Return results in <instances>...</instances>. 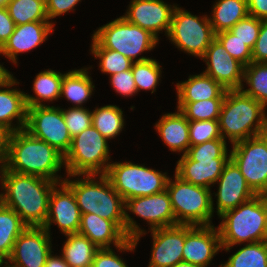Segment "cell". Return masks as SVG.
<instances>
[{
    "label": "cell",
    "instance_id": "4316f807",
    "mask_svg": "<svg viewBox=\"0 0 267 267\" xmlns=\"http://www.w3.org/2000/svg\"><path fill=\"white\" fill-rule=\"evenodd\" d=\"M92 67L75 69L64 73L61 84L60 97L66 98L73 103V107L82 105L91 98L95 90L92 77L87 70Z\"/></svg>",
    "mask_w": 267,
    "mask_h": 267
},
{
    "label": "cell",
    "instance_id": "52a82bcc",
    "mask_svg": "<svg viewBox=\"0 0 267 267\" xmlns=\"http://www.w3.org/2000/svg\"><path fill=\"white\" fill-rule=\"evenodd\" d=\"M108 145V139L93 126L73 137L64 156L66 174H106L111 163Z\"/></svg>",
    "mask_w": 267,
    "mask_h": 267
},
{
    "label": "cell",
    "instance_id": "11a10c76",
    "mask_svg": "<svg viewBox=\"0 0 267 267\" xmlns=\"http://www.w3.org/2000/svg\"><path fill=\"white\" fill-rule=\"evenodd\" d=\"M0 267H17V266H15V265L11 264L9 261L5 260V261H0Z\"/></svg>",
    "mask_w": 267,
    "mask_h": 267
},
{
    "label": "cell",
    "instance_id": "f35d334b",
    "mask_svg": "<svg viewBox=\"0 0 267 267\" xmlns=\"http://www.w3.org/2000/svg\"><path fill=\"white\" fill-rule=\"evenodd\" d=\"M214 139H223L220 134L218 120L189 121L190 146Z\"/></svg>",
    "mask_w": 267,
    "mask_h": 267
},
{
    "label": "cell",
    "instance_id": "bcb514c9",
    "mask_svg": "<svg viewBox=\"0 0 267 267\" xmlns=\"http://www.w3.org/2000/svg\"><path fill=\"white\" fill-rule=\"evenodd\" d=\"M79 2H81V0H45L46 13L49 22L55 25V23L52 22V19L64 15L70 11H75V6Z\"/></svg>",
    "mask_w": 267,
    "mask_h": 267
},
{
    "label": "cell",
    "instance_id": "74e56055",
    "mask_svg": "<svg viewBox=\"0 0 267 267\" xmlns=\"http://www.w3.org/2000/svg\"><path fill=\"white\" fill-rule=\"evenodd\" d=\"M223 99L212 98L197 102H177V109L189 121L218 120Z\"/></svg>",
    "mask_w": 267,
    "mask_h": 267
},
{
    "label": "cell",
    "instance_id": "836d02e7",
    "mask_svg": "<svg viewBox=\"0 0 267 267\" xmlns=\"http://www.w3.org/2000/svg\"><path fill=\"white\" fill-rule=\"evenodd\" d=\"M243 82L249 87L244 89V84L240 90L267 107V63L251 62L244 67Z\"/></svg>",
    "mask_w": 267,
    "mask_h": 267
},
{
    "label": "cell",
    "instance_id": "9c48e42d",
    "mask_svg": "<svg viewBox=\"0 0 267 267\" xmlns=\"http://www.w3.org/2000/svg\"><path fill=\"white\" fill-rule=\"evenodd\" d=\"M105 175L124 201L164 191L169 178L167 172L130 161L110 163Z\"/></svg>",
    "mask_w": 267,
    "mask_h": 267
},
{
    "label": "cell",
    "instance_id": "83f0119b",
    "mask_svg": "<svg viewBox=\"0 0 267 267\" xmlns=\"http://www.w3.org/2000/svg\"><path fill=\"white\" fill-rule=\"evenodd\" d=\"M63 75V73L50 68L39 72L34 79L32 87L35 96L25 93L26 106H46L45 101H51L52 103V101L59 100Z\"/></svg>",
    "mask_w": 267,
    "mask_h": 267
},
{
    "label": "cell",
    "instance_id": "e575fe53",
    "mask_svg": "<svg viewBox=\"0 0 267 267\" xmlns=\"http://www.w3.org/2000/svg\"><path fill=\"white\" fill-rule=\"evenodd\" d=\"M219 267H267V242L245 244Z\"/></svg>",
    "mask_w": 267,
    "mask_h": 267
},
{
    "label": "cell",
    "instance_id": "cb8c5ba5",
    "mask_svg": "<svg viewBox=\"0 0 267 267\" xmlns=\"http://www.w3.org/2000/svg\"><path fill=\"white\" fill-rule=\"evenodd\" d=\"M229 159H191L185 154L176 162L175 175L185 182L211 189Z\"/></svg>",
    "mask_w": 267,
    "mask_h": 267
},
{
    "label": "cell",
    "instance_id": "e0dca14e",
    "mask_svg": "<svg viewBox=\"0 0 267 267\" xmlns=\"http://www.w3.org/2000/svg\"><path fill=\"white\" fill-rule=\"evenodd\" d=\"M216 183L218 189L216 194L215 192L212 193V210L215 212L216 209L218 216L238 207L256 195L247 185L240 169L231 159L224 165L222 174ZM213 194L217 197L216 208H214Z\"/></svg>",
    "mask_w": 267,
    "mask_h": 267
},
{
    "label": "cell",
    "instance_id": "9a60e30c",
    "mask_svg": "<svg viewBox=\"0 0 267 267\" xmlns=\"http://www.w3.org/2000/svg\"><path fill=\"white\" fill-rule=\"evenodd\" d=\"M207 68L203 71L226 90H240L244 66L234 59L215 37L201 57Z\"/></svg>",
    "mask_w": 267,
    "mask_h": 267
},
{
    "label": "cell",
    "instance_id": "b9f144b4",
    "mask_svg": "<svg viewBox=\"0 0 267 267\" xmlns=\"http://www.w3.org/2000/svg\"><path fill=\"white\" fill-rule=\"evenodd\" d=\"M63 116L71 138L92 126V112L86 107L63 109Z\"/></svg>",
    "mask_w": 267,
    "mask_h": 267
},
{
    "label": "cell",
    "instance_id": "d6a6232c",
    "mask_svg": "<svg viewBox=\"0 0 267 267\" xmlns=\"http://www.w3.org/2000/svg\"><path fill=\"white\" fill-rule=\"evenodd\" d=\"M6 8L16 26L30 22H49L45 0H11Z\"/></svg>",
    "mask_w": 267,
    "mask_h": 267
},
{
    "label": "cell",
    "instance_id": "d6986e66",
    "mask_svg": "<svg viewBox=\"0 0 267 267\" xmlns=\"http://www.w3.org/2000/svg\"><path fill=\"white\" fill-rule=\"evenodd\" d=\"M176 6L169 5L163 0H131L128 10L122 16L128 22L150 31L159 39L160 31L168 35Z\"/></svg>",
    "mask_w": 267,
    "mask_h": 267
},
{
    "label": "cell",
    "instance_id": "d4e9b609",
    "mask_svg": "<svg viewBox=\"0 0 267 267\" xmlns=\"http://www.w3.org/2000/svg\"><path fill=\"white\" fill-rule=\"evenodd\" d=\"M160 138L172 152L185 155L190 147L189 120L177 109L174 113H166L155 123Z\"/></svg>",
    "mask_w": 267,
    "mask_h": 267
},
{
    "label": "cell",
    "instance_id": "8d00e7d4",
    "mask_svg": "<svg viewBox=\"0 0 267 267\" xmlns=\"http://www.w3.org/2000/svg\"><path fill=\"white\" fill-rule=\"evenodd\" d=\"M131 69L137 92L140 90L156 92L162 77V67L156 59L133 62Z\"/></svg>",
    "mask_w": 267,
    "mask_h": 267
},
{
    "label": "cell",
    "instance_id": "3957f363",
    "mask_svg": "<svg viewBox=\"0 0 267 267\" xmlns=\"http://www.w3.org/2000/svg\"><path fill=\"white\" fill-rule=\"evenodd\" d=\"M63 182L74 193L81 214L113 221L125 233V201L105 174L67 175Z\"/></svg>",
    "mask_w": 267,
    "mask_h": 267
},
{
    "label": "cell",
    "instance_id": "277c9868",
    "mask_svg": "<svg viewBox=\"0 0 267 267\" xmlns=\"http://www.w3.org/2000/svg\"><path fill=\"white\" fill-rule=\"evenodd\" d=\"M267 108L241 90H227L219 114L223 139L231 144L267 132Z\"/></svg>",
    "mask_w": 267,
    "mask_h": 267
},
{
    "label": "cell",
    "instance_id": "c3c4849f",
    "mask_svg": "<svg viewBox=\"0 0 267 267\" xmlns=\"http://www.w3.org/2000/svg\"><path fill=\"white\" fill-rule=\"evenodd\" d=\"M16 24L9 15L6 7L0 8V49L9 40L15 30Z\"/></svg>",
    "mask_w": 267,
    "mask_h": 267
},
{
    "label": "cell",
    "instance_id": "484cf974",
    "mask_svg": "<svg viewBox=\"0 0 267 267\" xmlns=\"http://www.w3.org/2000/svg\"><path fill=\"white\" fill-rule=\"evenodd\" d=\"M226 91L204 72L189 75L188 80L176 83L177 102H197L212 98H224Z\"/></svg>",
    "mask_w": 267,
    "mask_h": 267
},
{
    "label": "cell",
    "instance_id": "8fae6325",
    "mask_svg": "<svg viewBox=\"0 0 267 267\" xmlns=\"http://www.w3.org/2000/svg\"><path fill=\"white\" fill-rule=\"evenodd\" d=\"M167 38L179 50L201 58L215 38V33L208 15L198 17L177 5Z\"/></svg>",
    "mask_w": 267,
    "mask_h": 267
},
{
    "label": "cell",
    "instance_id": "8992f818",
    "mask_svg": "<svg viewBox=\"0 0 267 267\" xmlns=\"http://www.w3.org/2000/svg\"><path fill=\"white\" fill-rule=\"evenodd\" d=\"M91 37L103 48L117 51L133 62L151 59L138 56L153 50L159 42L150 31L128 22L123 16L99 27Z\"/></svg>",
    "mask_w": 267,
    "mask_h": 267
},
{
    "label": "cell",
    "instance_id": "d590c367",
    "mask_svg": "<svg viewBox=\"0 0 267 267\" xmlns=\"http://www.w3.org/2000/svg\"><path fill=\"white\" fill-rule=\"evenodd\" d=\"M91 39L90 53L100 60L99 68L102 73L111 76L131 69L133 61L117 51L103 48L93 37Z\"/></svg>",
    "mask_w": 267,
    "mask_h": 267
},
{
    "label": "cell",
    "instance_id": "f6af8a7d",
    "mask_svg": "<svg viewBox=\"0 0 267 267\" xmlns=\"http://www.w3.org/2000/svg\"><path fill=\"white\" fill-rule=\"evenodd\" d=\"M91 267H129L125 261L111 248H99Z\"/></svg>",
    "mask_w": 267,
    "mask_h": 267
},
{
    "label": "cell",
    "instance_id": "681fc988",
    "mask_svg": "<svg viewBox=\"0 0 267 267\" xmlns=\"http://www.w3.org/2000/svg\"><path fill=\"white\" fill-rule=\"evenodd\" d=\"M248 13L260 20H267V0H247Z\"/></svg>",
    "mask_w": 267,
    "mask_h": 267
},
{
    "label": "cell",
    "instance_id": "6f0895ef",
    "mask_svg": "<svg viewBox=\"0 0 267 267\" xmlns=\"http://www.w3.org/2000/svg\"><path fill=\"white\" fill-rule=\"evenodd\" d=\"M264 241L267 242V216H266L265 229H264Z\"/></svg>",
    "mask_w": 267,
    "mask_h": 267
},
{
    "label": "cell",
    "instance_id": "db71d44e",
    "mask_svg": "<svg viewBox=\"0 0 267 267\" xmlns=\"http://www.w3.org/2000/svg\"><path fill=\"white\" fill-rule=\"evenodd\" d=\"M172 267H198V266L193 265V264H191V263H189V262L181 261V262L176 263V264H175L174 266H172Z\"/></svg>",
    "mask_w": 267,
    "mask_h": 267
},
{
    "label": "cell",
    "instance_id": "2e32d148",
    "mask_svg": "<svg viewBox=\"0 0 267 267\" xmlns=\"http://www.w3.org/2000/svg\"><path fill=\"white\" fill-rule=\"evenodd\" d=\"M80 221L81 211L74 193L64 182L57 183L51 190L48 217L43 227L51 234V225L56 224L65 236L78 233Z\"/></svg>",
    "mask_w": 267,
    "mask_h": 267
},
{
    "label": "cell",
    "instance_id": "44dd1931",
    "mask_svg": "<svg viewBox=\"0 0 267 267\" xmlns=\"http://www.w3.org/2000/svg\"><path fill=\"white\" fill-rule=\"evenodd\" d=\"M148 232H151L153 240L148 267H172L183 261L186 225L156 228Z\"/></svg>",
    "mask_w": 267,
    "mask_h": 267
},
{
    "label": "cell",
    "instance_id": "ee69618b",
    "mask_svg": "<svg viewBox=\"0 0 267 267\" xmlns=\"http://www.w3.org/2000/svg\"><path fill=\"white\" fill-rule=\"evenodd\" d=\"M109 78L110 83L117 94L123 97H129L134 96V94H138L133 79L132 69L124 72L121 71L117 74L111 75Z\"/></svg>",
    "mask_w": 267,
    "mask_h": 267
},
{
    "label": "cell",
    "instance_id": "1f68e13d",
    "mask_svg": "<svg viewBox=\"0 0 267 267\" xmlns=\"http://www.w3.org/2000/svg\"><path fill=\"white\" fill-rule=\"evenodd\" d=\"M92 112V126L108 140L115 139L124 129L125 118L122 109L116 105L95 107Z\"/></svg>",
    "mask_w": 267,
    "mask_h": 267
},
{
    "label": "cell",
    "instance_id": "9f6ffc18",
    "mask_svg": "<svg viewBox=\"0 0 267 267\" xmlns=\"http://www.w3.org/2000/svg\"><path fill=\"white\" fill-rule=\"evenodd\" d=\"M10 1H11V0H0V8L7 7L8 3H9Z\"/></svg>",
    "mask_w": 267,
    "mask_h": 267
},
{
    "label": "cell",
    "instance_id": "5bb4252c",
    "mask_svg": "<svg viewBox=\"0 0 267 267\" xmlns=\"http://www.w3.org/2000/svg\"><path fill=\"white\" fill-rule=\"evenodd\" d=\"M51 241L44 227L28 226L16 239L7 261L17 267H44L53 253Z\"/></svg>",
    "mask_w": 267,
    "mask_h": 267
},
{
    "label": "cell",
    "instance_id": "f546056e",
    "mask_svg": "<svg viewBox=\"0 0 267 267\" xmlns=\"http://www.w3.org/2000/svg\"><path fill=\"white\" fill-rule=\"evenodd\" d=\"M67 240L61 249V256L70 267H91L99 249L86 236L78 233L65 235Z\"/></svg>",
    "mask_w": 267,
    "mask_h": 267
},
{
    "label": "cell",
    "instance_id": "7dc6e473",
    "mask_svg": "<svg viewBox=\"0 0 267 267\" xmlns=\"http://www.w3.org/2000/svg\"><path fill=\"white\" fill-rule=\"evenodd\" d=\"M252 62L267 63V20H262L259 36L252 49Z\"/></svg>",
    "mask_w": 267,
    "mask_h": 267
},
{
    "label": "cell",
    "instance_id": "60d3db41",
    "mask_svg": "<svg viewBox=\"0 0 267 267\" xmlns=\"http://www.w3.org/2000/svg\"><path fill=\"white\" fill-rule=\"evenodd\" d=\"M227 140L214 139L195 146H190L187 155L191 159L230 158Z\"/></svg>",
    "mask_w": 267,
    "mask_h": 267
},
{
    "label": "cell",
    "instance_id": "30bf717a",
    "mask_svg": "<svg viewBox=\"0 0 267 267\" xmlns=\"http://www.w3.org/2000/svg\"><path fill=\"white\" fill-rule=\"evenodd\" d=\"M129 213L146 220L148 229H156L178 225L175 220L168 191L141 196L125 201V235L133 239L136 244L141 236L146 235V231L139 227Z\"/></svg>",
    "mask_w": 267,
    "mask_h": 267
},
{
    "label": "cell",
    "instance_id": "7a4b0ae2",
    "mask_svg": "<svg viewBox=\"0 0 267 267\" xmlns=\"http://www.w3.org/2000/svg\"><path fill=\"white\" fill-rule=\"evenodd\" d=\"M4 166L15 173L38 176L57 183L64 180L57 174L65 166L64 156L25 129L10 133Z\"/></svg>",
    "mask_w": 267,
    "mask_h": 267
},
{
    "label": "cell",
    "instance_id": "7c38bea8",
    "mask_svg": "<svg viewBox=\"0 0 267 267\" xmlns=\"http://www.w3.org/2000/svg\"><path fill=\"white\" fill-rule=\"evenodd\" d=\"M230 159L256 195H267V132L232 145Z\"/></svg>",
    "mask_w": 267,
    "mask_h": 267
},
{
    "label": "cell",
    "instance_id": "6da1fadb",
    "mask_svg": "<svg viewBox=\"0 0 267 267\" xmlns=\"http://www.w3.org/2000/svg\"><path fill=\"white\" fill-rule=\"evenodd\" d=\"M0 202L13 209L27 226L43 227L49 212L51 190L57 182L0 168Z\"/></svg>",
    "mask_w": 267,
    "mask_h": 267
},
{
    "label": "cell",
    "instance_id": "7bdbcfd3",
    "mask_svg": "<svg viewBox=\"0 0 267 267\" xmlns=\"http://www.w3.org/2000/svg\"><path fill=\"white\" fill-rule=\"evenodd\" d=\"M261 24L262 20L248 15L246 18L240 20L229 31L248 47L253 49L259 36Z\"/></svg>",
    "mask_w": 267,
    "mask_h": 267
},
{
    "label": "cell",
    "instance_id": "4fadbf2b",
    "mask_svg": "<svg viewBox=\"0 0 267 267\" xmlns=\"http://www.w3.org/2000/svg\"><path fill=\"white\" fill-rule=\"evenodd\" d=\"M25 130L33 137L47 142L63 156L71 146V136L66 126L62 108L55 106L27 107Z\"/></svg>",
    "mask_w": 267,
    "mask_h": 267
},
{
    "label": "cell",
    "instance_id": "4dcf8cb0",
    "mask_svg": "<svg viewBox=\"0 0 267 267\" xmlns=\"http://www.w3.org/2000/svg\"><path fill=\"white\" fill-rule=\"evenodd\" d=\"M27 227L13 209L0 202V261L8 260L16 239Z\"/></svg>",
    "mask_w": 267,
    "mask_h": 267
},
{
    "label": "cell",
    "instance_id": "7402d4cb",
    "mask_svg": "<svg viewBox=\"0 0 267 267\" xmlns=\"http://www.w3.org/2000/svg\"><path fill=\"white\" fill-rule=\"evenodd\" d=\"M53 31L54 24L51 22H30L17 25L9 40L0 49V54L17 65V56L20 53H27L38 48L48 40V36Z\"/></svg>",
    "mask_w": 267,
    "mask_h": 267
},
{
    "label": "cell",
    "instance_id": "ac0fdd59",
    "mask_svg": "<svg viewBox=\"0 0 267 267\" xmlns=\"http://www.w3.org/2000/svg\"><path fill=\"white\" fill-rule=\"evenodd\" d=\"M222 249L219 230L214 225H186L183 261L198 267H208Z\"/></svg>",
    "mask_w": 267,
    "mask_h": 267
},
{
    "label": "cell",
    "instance_id": "f1b7e54d",
    "mask_svg": "<svg viewBox=\"0 0 267 267\" xmlns=\"http://www.w3.org/2000/svg\"><path fill=\"white\" fill-rule=\"evenodd\" d=\"M212 9L209 20L215 34L230 30L249 15L247 0H217Z\"/></svg>",
    "mask_w": 267,
    "mask_h": 267
},
{
    "label": "cell",
    "instance_id": "ab89813d",
    "mask_svg": "<svg viewBox=\"0 0 267 267\" xmlns=\"http://www.w3.org/2000/svg\"><path fill=\"white\" fill-rule=\"evenodd\" d=\"M227 52L244 67L252 62V49L236 38L229 30L215 34Z\"/></svg>",
    "mask_w": 267,
    "mask_h": 267
},
{
    "label": "cell",
    "instance_id": "f907efd6",
    "mask_svg": "<svg viewBox=\"0 0 267 267\" xmlns=\"http://www.w3.org/2000/svg\"><path fill=\"white\" fill-rule=\"evenodd\" d=\"M9 135L10 132L0 125V168L4 166L7 158Z\"/></svg>",
    "mask_w": 267,
    "mask_h": 267
},
{
    "label": "cell",
    "instance_id": "816d5d0a",
    "mask_svg": "<svg viewBox=\"0 0 267 267\" xmlns=\"http://www.w3.org/2000/svg\"><path fill=\"white\" fill-rule=\"evenodd\" d=\"M44 267H70L62 256L53 255L52 253L47 257Z\"/></svg>",
    "mask_w": 267,
    "mask_h": 267
},
{
    "label": "cell",
    "instance_id": "ba28073f",
    "mask_svg": "<svg viewBox=\"0 0 267 267\" xmlns=\"http://www.w3.org/2000/svg\"><path fill=\"white\" fill-rule=\"evenodd\" d=\"M166 190L177 224L192 226L212 225V193L211 189L196 186L181 180L174 174L168 178Z\"/></svg>",
    "mask_w": 267,
    "mask_h": 267
},
{
    "label": "cell",
    "instance_id": "603a6c76",
    "mask_svg": "<svg viewBox=\"0 0 267 267\" xmlns=\"http://www.w3.org/2000/svg\"><path fill=\"white\" fill-rule=\"evenodd\" d=\"M17 84L13 74L0 84V125L10 133L25 129L27 123L25 92L14 88ZM15 119L17 124L14 125Z\"/></svg>",
    "mask_w": 267,
    "mask_h": 267
},
{
    "label": "cell",
    "instance_id": "ffe728a7",
    "mask_svg": "<svg viewBox=\"0 0 267 267\" xmlns=\"http://www.w3.org/2000/svg\"><path fill=\"white\" fill-rule=\"evenodd\" d=\"M78 232L86 236L98 248H111L113 244L119 253L134 252L137 246L135 241L129 239L113 221L92 213L81 214Z\"/></svg>",
    "mask_w": 267,
    "mask_h": 267
},
{
    "label": "cell",
    "instance_id": "5b68a950",
    "mask_svg": "<svg viewBox=\"0 0 267 267\" xmlns=\"http://www.w3.org/2000/svg\"><path fill=\"white\" fill-rule=\"evenodd\" d=\"M267 216V195H255L252 199L228 210L218 218L217 226L222 250L230 252L235 245L264 241Z\"/></svg>",
    "mask_w": 267,
    "mask_h": 267
},
{
    "label": "cell",
    "instance_id": "f5cc1de1",
    "mask_svg": "<svg viewBox=\"0 0 267 267\" xmlns=\"http://www.w3.org/2000/svg\"><path fill=\"white\" fill-rule=\"evenodd\" d=\"M12 73L0 64V84L4 82Z\"/></svg>",
    "mask_w": 267,
    "mask_h": 267
}]
</instances>
